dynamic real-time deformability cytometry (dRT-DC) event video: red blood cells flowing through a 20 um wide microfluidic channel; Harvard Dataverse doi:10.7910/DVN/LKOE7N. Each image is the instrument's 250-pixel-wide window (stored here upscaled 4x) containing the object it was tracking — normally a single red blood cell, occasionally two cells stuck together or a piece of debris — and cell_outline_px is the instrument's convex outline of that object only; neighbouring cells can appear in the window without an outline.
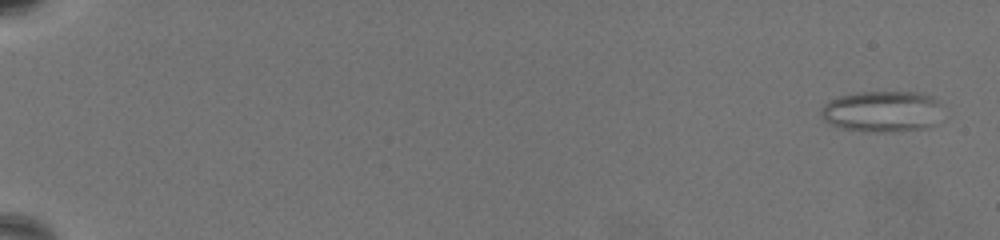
{"species": "common noctule bat (a hibernating species)", "species_latin": "Nyctalus noctula", "temperature_condition": "warm", "stored_images_in_passage": 68, "camera_frame_rate_fps": 3000, "um_per_image_px": 0.085, "animal": {"sex": "female", "body_mass_g": 19.5, "forearm_length_mm": 54.1}, "frame": {"image": 1, "passage_image": 3, "time_ms": 0.667, "image_size_px": [1000, 240], "cell_outline_px": [[940, 104], [928, 124], [924, 128], [896, 132], [864, 132], [840, 128], [824, 120], [820, 112], [824, 104], [828, 100], [840, 96], [856, 92], [924, 92], [932, 96]], "centroid_in_image_um": [74.85, 9.46], "position_along_channel_um": 10.1, "area_um2": 28.73}}
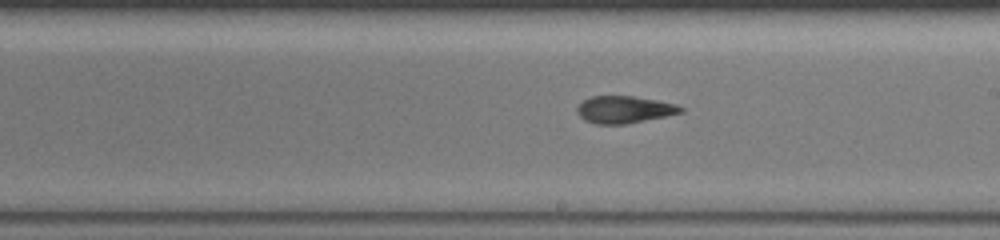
{"frame": {"image": 2, "passage_image": 43, "time_ms": 14.0, "image_size_px": [1000, 240], "cell_outline_px": [[684, 112], [624, 124], [596, 124], [584, 120], [576, 112], [576, 108], [584, 100], [592, 96], [632, 96], [656, 100], [676, 104], [684, 108]], "centroid_in_image_um": [53.04, 9.31], "position_along_channel_um": 236.0, "area_um2": 16.24}}
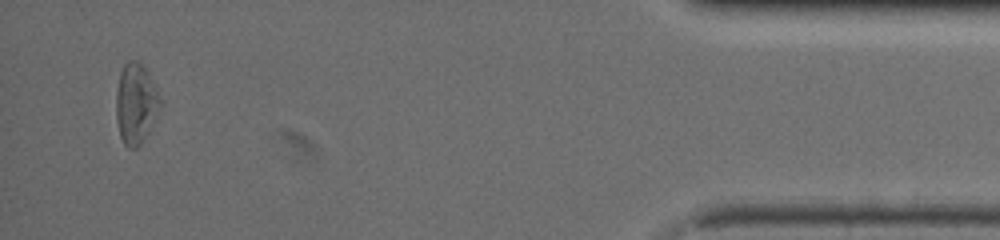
{"frame": {"image": 3, "passage_image": 66, "time_ms": 21.667, "image_size_px": [1000, 240], "cell_outline_px": [[160, 104], [156, 116], [148, 132], [140, 144], [136, 148], [128, 148], [124, 144], [120, 136], [116, 120], [116, 92], [120, 72], [124, 64], [128, 60], [140, 60], [160, 100]], "centroid_in_image_um": [11.49, 8.81], "position_along_channel_um": 423.7, "area_um2": 20.17}, "authors_computed_cell_mechanics": {"area_um2": 18.1203, "velocity_mm_per_s": 3.2775, "shape_relaxation_time_tau1_ms": 10.738, "shape_relaxation_time_tau2_ms": 2.7115, "deformation_change_tau1": 0.25, "deformation_change_tau2": 0.1156}}